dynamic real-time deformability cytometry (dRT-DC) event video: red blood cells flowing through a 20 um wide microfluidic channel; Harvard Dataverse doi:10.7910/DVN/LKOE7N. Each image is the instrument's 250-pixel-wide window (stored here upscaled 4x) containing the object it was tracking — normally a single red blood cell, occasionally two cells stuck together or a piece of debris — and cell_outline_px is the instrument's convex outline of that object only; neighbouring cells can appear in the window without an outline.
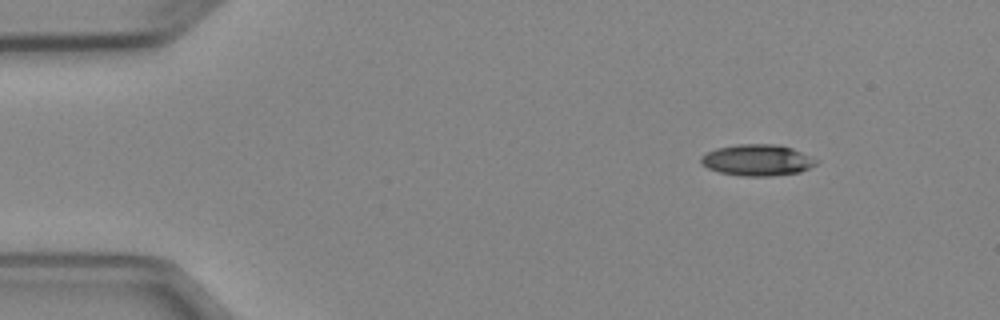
{"species": "Egyptian fruit bat (a non-hibernating species)", "species_latin": "Rousettus aegyptiacus", "temperature_condition": "cold", "stored_images_in_passage": 3, "camera_frame_rate_fps": 3000, "um_per_image_px": 0.085, "animal": {"sex": "female"}, "frame": {"image": 1, "passage_image": 1, "time_ms": 0.0, "image_size_px": [1000, 320], "cell_outline_px": [[820, 160], [816, 164], [800, 172], [772, 176], [740, 176], [720, 172], [708, 168], [700, 164], [700, 156], [716, 148], [736, 144], [776, 144], [792, 148]], "centroid_in_image_um": [64.36, 13.61], "position_along_channel_um": 20.6, "area_um2": 21.15}}